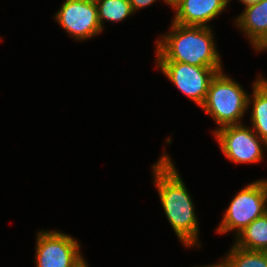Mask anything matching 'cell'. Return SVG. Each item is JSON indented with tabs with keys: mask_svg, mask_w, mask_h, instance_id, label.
Listing matches in <instances>:
<instances>
[{
	"mask_svg": "<svg viewBox=\"0 0 267 267\" xmlns=\"http://www.w3.org/2000/svg\"><path fill=\"white\" fill-rule=\"evenodd\" d=\"M246 7L260 3L262 0H240Z\"/></svg>",
	"mask_w": 267,
	"mask_h": 267,
	"instance_id": "obj_16",
	"label": "cell"
},
{
	"mask_svg": "<svg viewBox=\"0 0 267 267\" xmlns=\"http://www.w3.org/2000/svg\"><path fill=\"white\" fill-rule=\"evenodd\" d=\"M206 267H232V266L226 259H224V261L220 262V264L206 266Z\"/></svg>",
	"mask_w": 267,
	"mask_h": 267,
	"instance_id": "obj_17",
	"label": "cell"
},
{
	"mask_svg": "<svg viewBox=\"0 0 267 267\" xmlns=\"http://www.w3.org/2000/svg\"><path fill=\"white\" fill-rule=\"evenodd\" d=\"M225 259L232 267H267V252L247 250L236 245Z\"/></svg>",
	"mask_w": 267,
	"mask_h": 267,
	"instance_id": "obj_14",
	"label": "cell"
},
{
	"mask_svg": "<svg viewBox=\"0 0 267 267\" xmlns=\"http://www.w3.org/2000/svg\"><path fill=\"white\" fill-rule=\"evenodd\" d=\"M157 43L158 61H177L200 67L222 70L212 30L203 26L173 23L171 32Z\"/></svg>",
	"mask_w": 267,
	"mask_h": 267,
	"instance_id": "obj_2",
	"label": "cell"
},
{
	"mask_svg": "<svg viewBox=\"0 0 267 267\" xmlns=\"http://www.w3.org/2000/svg\"><path fill=\"white\" fill-rule=\"evenodd\" d=\"M37 238V267H81L86 263L79 253L80 244L72 236L41 231Z\"/></svg>",
	"mask_w": 267,
	"mask_h": 267,
	"instance_id": "obj_5",
	"label": "cell"
},
{
	"mask_svg": "<svg viewBox=\"0 0 267 267\" xmlns=\"http://www.w3.org/2000/svg\"><path fill=\"white\" fill-rule=\"evenodd\" d=\"M236 22L257 51L267 50V0L246 7Z\"/></svg>",
	"mask_w": 267,
	"mask_h": 267,
	"instance_id": "obj_10",
	"label": "cell"
},
{
	"mask_svg": "<svg viewBox=\"0 0 267 267\" xmlns=\"http://www.w3.org/2000/svg\"><path fill=\"white\" fill-rule=\"evenodd\" d=\"M253 89L252 126L255 133L267 143V80L259 77Z\"/></svg>",
	"mask_w": 267,
	"mask_h": 267,
	"instance_id": "obj_12",
	"label": "cell"
},
{
	"mask_svg": "<svg viewBox=\"0 0 267 267\" xmlns=\"http://www.w3.org/2000/svg\"><path fill=\"white\" fill-rule=\"evenodd\" d=\"M162 73L198 106L204 103L209 84L217 71L177 61H157Z\"/></svg>",
	"mask_w": 267,
	"mask_h": 267,
	"instance_id": "obj_6",
	"label": "cell"
},
{
	"mask_svg": "<svg viewBox=\"0 0 267 267\" xmlns=\"http://www.w3.org/2000/svg\"><path fill=\"white\" fill-rule=\"evenodd\" d=\"M229 0H177L172 6L176 11L173 23L185 26H205L222 12ZM205 23V24H204Z\"/></svg>",
	"mask_w": 267,
	"mask_h": 267,
	"instance_id": "obj_9",
	"label": "cell"
},
{
	"mask_svg": "<svg viewBox=\"0 0 267 267\" xmlns=\"http://www.w3.org/2000/svg\"><path fill=\"white\" fill-rule=\"evenodd\" d=\"M177 0H166L167 4H169L171 7Z\"/></svg>",
	"mask_w": 267,
	"mask_h": 267,
	"instance_id": "obj_18",
	"label": "cell"
},
{
	"mask_svg": "<svg viewBox=\"0 0 267 267\" xmlns=\"http://www.w3.org/2000/svg\"><path fill=\"white\" fill-rule=\"evenodd\" d=\"M267 212V180L254 181L242 189L231 201L216 231L237 230L239 234L255 219Z\"/></svg>",
	"mask_w": 267,
	"mask_h": 267,
	"instance_id": "obj_4",
	"label": "cell"
},
{
	"mask_svg": "<svg viewBox=\"0 0 267 267\" xmlns=\"http://www.w3.org/2000/svg\"><path fill=\"white\" fill-rule=\"evenodd\" d=\"M214 134L222 152L231 161L253 163L262 160L261 143L263 142L266 147L267 143L241 123L218 128Z\"/></svg>",
	"mask_w": 267,
	"mask_h": 267,
	"instance_id": "obj_7",
	"label": "cell"
},
{
	"mask_svg": "<svg viewBox=\"0 0 267 267\" xmlns=\"http://www.w3.org/2000/svg\"><path fill=\"white\" fill-rule=\"evenodd\" d=\"M98 9L99 25L103 30V20L122 21L133 14L129 0H95Z\"/></svg>",
	"mask_w": 267,
	"mask_h": 267,
	"instance_id": "obj_13",
	"label": "cell"
},
{
	"mask_svg": "<svg viewBox=\"0 0 267 267\" xmlns=\"http://www.w3.org/2000/svg\"><path fill=\"white\" fill-rule=\"evenodd\" d=\"M236 235L238 237L236 246L247 250L267 252V212Z\"/></svg>",
	"mask_w": 267,
	"mask_h": 267,
	"instance_id": "obj_11",
	"label": "cell"
},
{
	"mask_svg": "<svg viewBox=\"0 0 267 267\" xmlns=\"http://www.w3.org/2000/svg\"><path fill=\"white\" fill-rule=\"evenodd\" d=\"M250 97L236 83L222 71L212 78L207 96L201 107L221 127L240 124L239 120L249 106Z\"/></svg>",
	"mask_w": 267,
	"mask_h": 267,
	"instance_id": "obj_3",
	"label": "cell"
},
{
	"mask_svg": "<svg viewBox=\"0 0 267 267\" xmlns=\"http://www.w3.org/2000/svg\"><path fill=\"white\" fill-rule=\"evenodd\" d=\"M155 1L156 0H129L133 12L136 11L137 9L144 8L148 5H151Z\"/></svg>",
	"mask_w": 267,
	"mask_h": 267,
	"instance_id": "obj_15",
	"label": "cell"
},
{
	"mask_svg": "<svg viewBox=\"0 0 267 267\" xmlns=\"http://www.w3.org/2000/svg\"><path fill=\"white\" fill-rule=\"evenodd\" d=\"M57 22L78 40L102 31L95 0H66L55 15Z\"/></svg>",
	"mask_w": 267,
	"mask_h": 267,
	"instance_id": "obj_8",
	"label": "cell"
},
{
	"mask_svg": "<svg viewBox=\"0 0 267 267\" xmlns=\"http://www.w3.org/2000/svg\"><path fill=\"white\" fill-rule=\"evenodd\" d=\"M168 155L153 166L155 185L166 216L185 246L197 244L198 222L191 196Z\"/></svg>",
	"mask_w": 267,
	"mask_h": 267,
	"instance_id": "obj_1",
	"label": "cell"
}]
</instances>
